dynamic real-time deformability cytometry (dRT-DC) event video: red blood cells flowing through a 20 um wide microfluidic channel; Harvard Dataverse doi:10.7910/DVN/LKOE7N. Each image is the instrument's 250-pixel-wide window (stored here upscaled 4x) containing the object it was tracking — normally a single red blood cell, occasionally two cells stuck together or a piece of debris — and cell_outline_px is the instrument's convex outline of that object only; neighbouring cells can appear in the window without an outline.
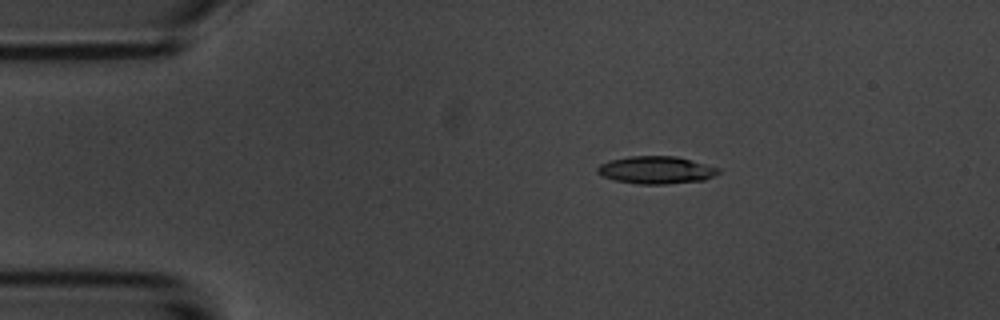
{"species": "common noctule bat (a hibernating species)", "species_latin": "Nyctalus noctula", "temperature_condition": "room temperature", "stored_images_in_passage": 3, "camera_frame_rate_fps": 3000, "um_per_image_px": 0.085, "animal": {"sex": "male", "body_mass_g": 20.1, "forearm_length_mm": 53.5}, "frame": {"image": 1, "passage_image": 1, "time_ms": 0.0, "image_size_px": [1000, 320], "cell_outline_px": [[720, 172], [704, 180], [664, 184], [640, 184], [616, 180], [604, 176], [596, 172], [596, 168], [600, 164], [608, 160], [628, 156], [676, 156], [720, 168]], "centroid_in_image_um": [55.75, 14.44], "position_along_channel_um": 29.2, "area_um2": 19.31}}
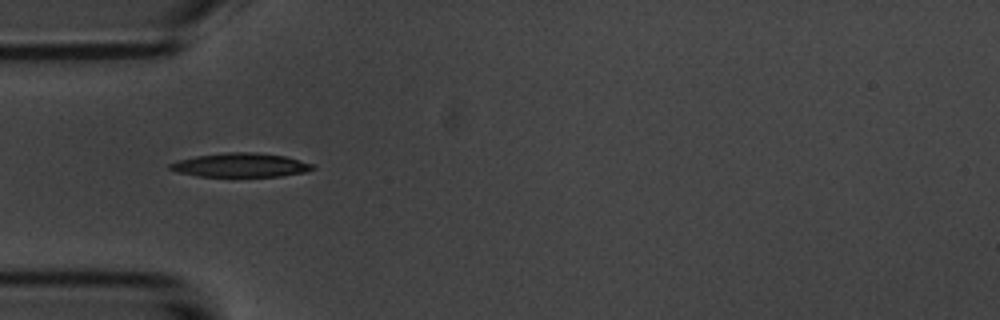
{"frame": {"image": 2, "passage_image": 3, "time_ms": 2.333, "image_size_px": [1000, 320], "cell_outline_px": [[316, 168], [304, 172], [280, 176], [196, 176], [176, 172], [168, 168], [168, 164], [176, 160], [196, 156], [228, 152], [252, 152], [284, 156], [316, 164]], "centroid_in_image_um": [20.43, 14.03], "position_along_channel_um": 64.6, "area_um2": 19.94}}